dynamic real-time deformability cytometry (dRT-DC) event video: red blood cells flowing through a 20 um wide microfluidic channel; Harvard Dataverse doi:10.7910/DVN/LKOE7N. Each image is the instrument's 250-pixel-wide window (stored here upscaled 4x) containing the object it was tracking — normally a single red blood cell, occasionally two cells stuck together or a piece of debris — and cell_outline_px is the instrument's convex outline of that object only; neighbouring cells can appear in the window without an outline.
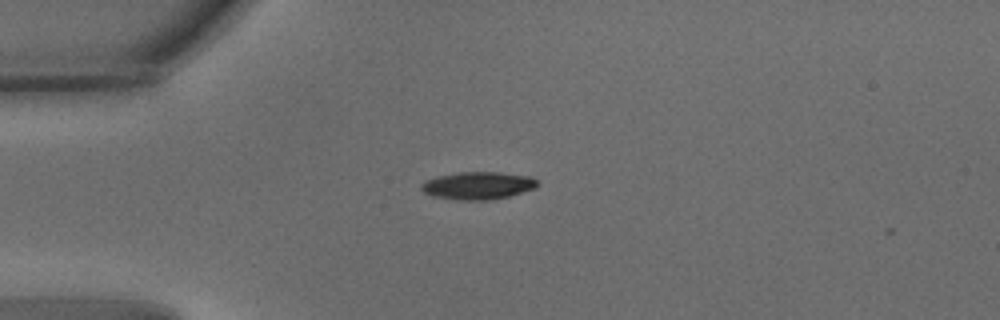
{"species": "common noctule bat (a hibernating species)", "species_latin": "Nyctalus noctula", "temperature_condition": "warm", "stored_images_in_passage": 3, "camera_frame_rate_fps": 3000, "um_per_image_px": 0.085, "animal": {"sex": "male", "body_mass_g": 15.6}, "frame": {"image": 1, "passage_image": 1, "time_ms": 0.0, "image_size_px": [1000, 320], "cell_outline_px": [[540, 184], [536, 188], [508, 196], [488, 200], [460, 200], [432, 196], [424, 192], [420, 188], [420, 184], [424, 180], [436, 176], [460, 172], [500, 172], [532, 176]], "centroid_in_image_um": [40.62, 15.76], "position_along_channel_um": 44.4, "area_um2": 18.84}}